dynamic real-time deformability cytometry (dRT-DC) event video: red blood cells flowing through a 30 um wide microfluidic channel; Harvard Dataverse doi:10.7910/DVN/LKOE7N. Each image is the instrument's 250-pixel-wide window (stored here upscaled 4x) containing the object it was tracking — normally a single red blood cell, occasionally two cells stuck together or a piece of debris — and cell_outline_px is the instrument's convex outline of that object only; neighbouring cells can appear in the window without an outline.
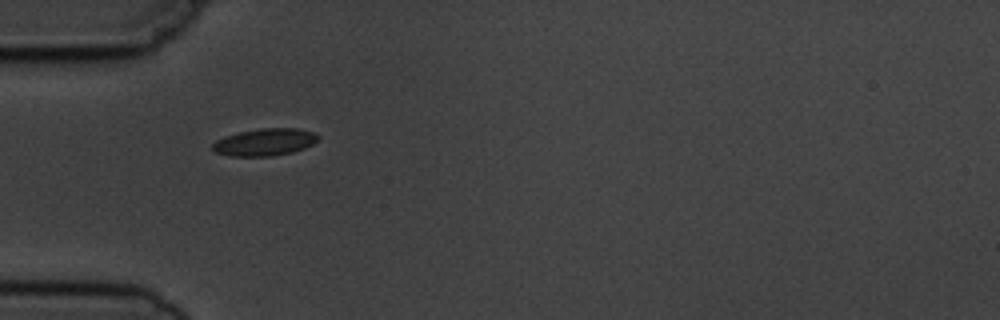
{"species": "common noctule bat (a hibernating species)", "species_latin": "Nyctalus noctula", "temperature_condition": "cold", "stored_images_in_passage": 4, "camera_frame_rate_fps": 3000, "um_per_image_px": 0.085, "animal": {"sex": "male", "body_mass_g": 19.5, "forearm_length_mm": 54.6}, "frame": {"image": 1, "passage_image": 1, "time_ms": 0.0, "image_size_px": [1000, 320], "cell_outline_px": [[320, 136], [312, 144], [304, 148], [292, 152], [272, 156], [228, 156], [216, 152], [212, 148], [212, 144], [216, 140], [224, 136], [240, 132], [260, 128], [300, 128], [316, 132]], "centroid_in_image_um": [22.52, 12.07], "position_along_channel_um": 62.5, "area_um2": 16.82}}
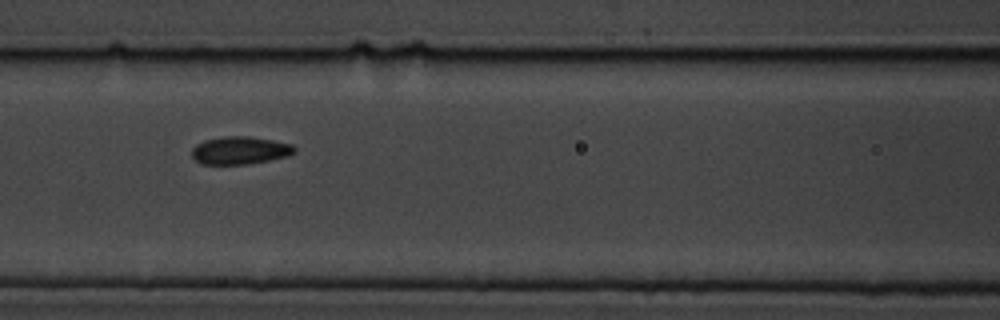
{"frame": {"image": 2, "passage_image": 3, "time_ms": 2.333, "image_size_px": [1000, 320], "cell_outline_px": [[296, 152], [288, 156], [248, 164], [200, 164], [192, 156], [192, 148], [196, 144], [204, 140], [224, 136], [248, 136], [272, 140], [292, 144], [296, 148]], "centroid_in_image_um": [20.39, 12.78], "position_along_channel_um": 146.2, "area_um2": 16.65}}
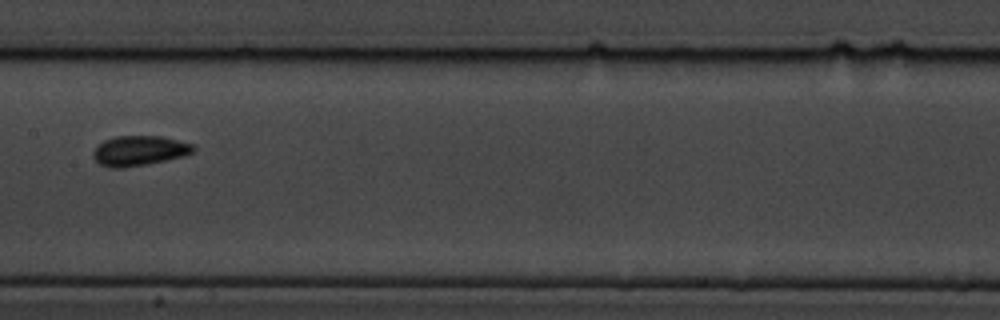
{"frame": {"image": 3, "passage_image": 4, "time_ms": 3.667, "image_size_px": [1000, 320], "cell_outline_px": [[196, 148], [192, 152], [184, 156], [148, 164], [124, 168], [108, 168], [100, 164], [92, 156], [92, 152], [104, 140], [116, 136], [160, 136], [192, 144]], "centroid_in_image_um": [11.82, 12.82], "position_along_channel_um": 195.6, "area_um2": 17.46}}